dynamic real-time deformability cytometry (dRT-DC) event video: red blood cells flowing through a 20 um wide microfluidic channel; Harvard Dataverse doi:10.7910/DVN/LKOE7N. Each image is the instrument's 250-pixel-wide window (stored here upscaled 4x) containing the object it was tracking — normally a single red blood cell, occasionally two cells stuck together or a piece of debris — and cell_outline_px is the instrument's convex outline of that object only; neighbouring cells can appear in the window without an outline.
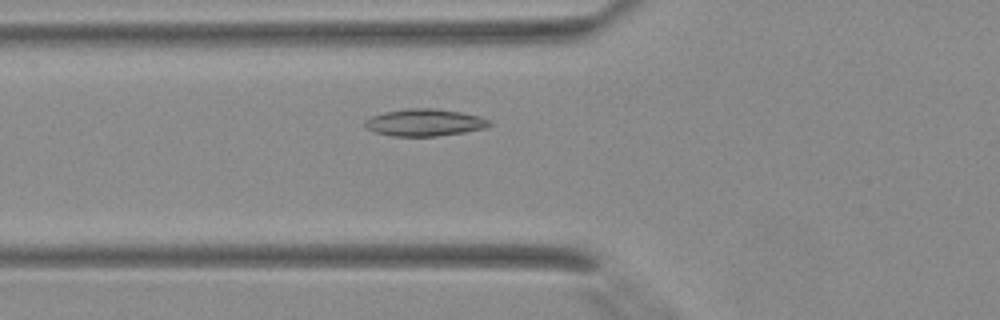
{"species": "Egyptian fruit bat (a non-hibernating species)", "species_latin": "Rousettus aegyptiacus", "temperature_condition": "warm", "stored_images_in_passage": 32, "camera_frame_rate_fps": 3000, "um_per_image_px": 0.085, "animal": {"sex": "female"}, "frame": {"image": 1, "passage_image": 6, "time_ms": 1.667, "image_size_px": [1000, 320], "cell_outline_px": [[492, 124], [484, 128], [464, 132], [436, 136], [392, 136], [376, 132], [368, 128], [364, 124], [364, 120], [372, 116], [384, 112], [408, 108], [432, 108], [460, 112], [480, 116], [492, 120]], "centroid_in_image_um": [36.11, 10.41], "position_along_channel_um": 89.7, "area_um2": 19.59}}
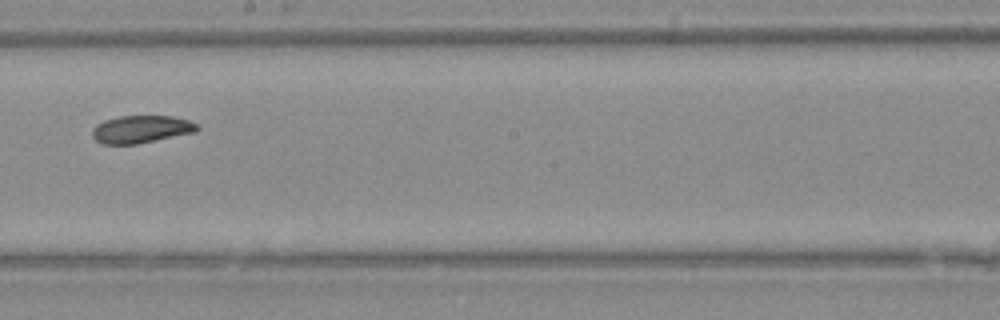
{"frame": {"image": 2, "passage_image": 15, "time_ms": 4.667, "image_size_px": [1000, 320], "cell_outline_px": [[200, 128], [196, 132], [136, 144], [100, 144], [92, 136], [92, 128], [96, 124], [104, 120], [120, 116], [172, 116], [188, 120], [196, 124]], "centroid_in_image_um": [11.97, 10.99], "position_along_channel_um": 236.2, "area_um2": 16.88}}
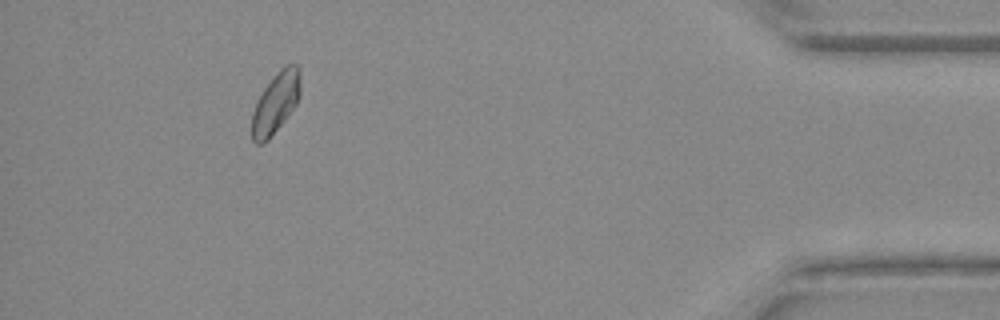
{"frame": {"image": 3, "passage_image": 29, "time_ms": 9.333, "image_size_px": [1000, 320], "cell_outline_px": [[300, 96], [296, 104], [284, 120], [268, 140], [260, 144], [256, 144], [252, 140], [252, 112], [256, 100], [264, 88], [276, 72], [284, 64], [296, 64], [300, 68]], "centroid_in_image_um": [23.43, 8.71], "position_along_channel_um": 411.8, "area_um2": 17.28}}